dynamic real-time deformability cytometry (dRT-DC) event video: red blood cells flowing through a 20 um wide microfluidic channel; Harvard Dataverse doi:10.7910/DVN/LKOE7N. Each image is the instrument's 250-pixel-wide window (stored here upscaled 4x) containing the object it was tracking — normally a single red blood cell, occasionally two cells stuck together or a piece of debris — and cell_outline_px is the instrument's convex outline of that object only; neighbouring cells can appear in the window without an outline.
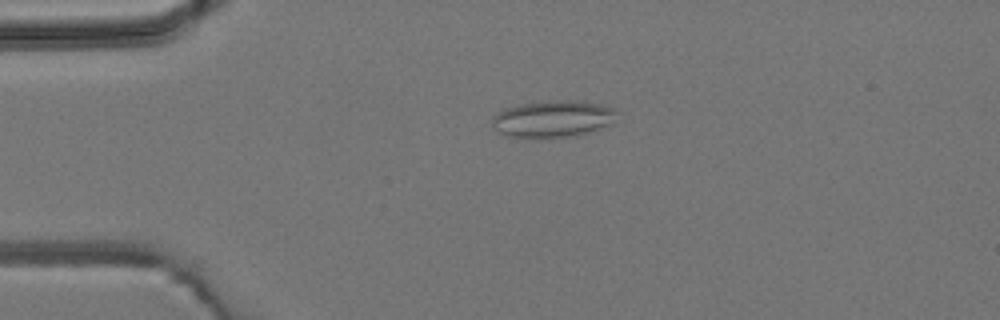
{"species": "common noctule bat (a hibernating species)", "species_latin": "Nyctalus noctula", "temperature_condition": "room temperature", "stored_images_in_passage": 6, "camera_frame_rate_fps": 3000, "um_per_image_px": 0.085, "animal": {"sex": "male", "body_mass_g": 19.2, "forearm_length_mm": 51.8}, "frame": {"image": 1, "passage_image": 4, "time_ms": 3.333, "image_size_px": [1000, 320], "cell_outline_px": [[616, 124], [608, 128], [572, 136], [532, 140], [508, 136], [496, 132], [492, 124], [492, 116], [504, 108], [520, 104], [548, 100], [584, 100], [616, 108]], "centroid_in_image_um": [47.03, 10.13], "position_along_channel_um": 38.0, "area_um2": 28.09}}